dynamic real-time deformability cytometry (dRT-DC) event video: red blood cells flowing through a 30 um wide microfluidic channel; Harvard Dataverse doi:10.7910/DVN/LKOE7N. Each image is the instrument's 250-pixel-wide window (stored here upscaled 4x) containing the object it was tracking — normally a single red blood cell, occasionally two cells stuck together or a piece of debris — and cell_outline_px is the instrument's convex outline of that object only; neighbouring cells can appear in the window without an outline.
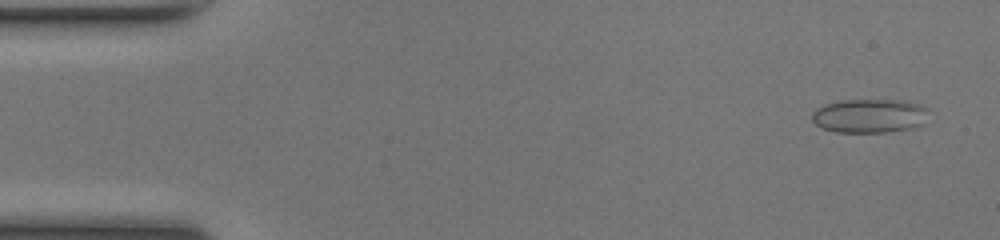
{"species": "common noctule bat (a hibernating species)", "species_latin": "Nyctalus noctula", "temperature_condition": "room temperature", "stored_images_in_passage": 50, "camera_frame_rate_fps": 3000, "um_per_image_px": 0.085, "animal": {"sex": "female", "body_mass_g": 17.0, "forearm_length_mm": 48.0}, "frame": {"image": 1, "passage_image": 3, "time_ms": 0.667, "image_size_px": [1000, 240], "cell_outline_px": [[928, 108], [920, 124], [908, 128], [888, 132], [836, 132], [824, 128], [816, 124], [812, 120], [812, 112], [816, 108], [824, 104], [840, 100], [908, 100], [920, 104]], "centroid_in_image_um": [73.85, 9.82], "position_along_channel_um": 11.1, "area_um2": 22.89}}
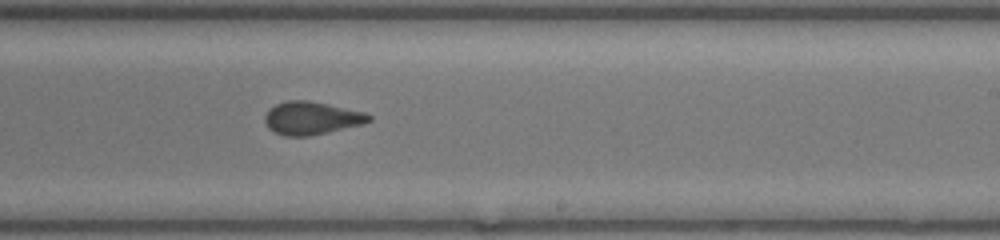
{"frame": {"image": 2, "passage_image": 30, "time_ms": 9.667, "image_size_px": [1000, 240], "cell_outline_px": [[372, 120], [364, 124], [308, 136], [284, 136], [272, 132], [268, 128], [264, 120], [264, 116], [276, 104], [288, 100], [308, 100], [328, 104], [364, 112], [372, 116]], "centroid_in_image_um": [26.48, 10.04], "position_along_channel_um": 262.5, "area_um2": 19.94}}
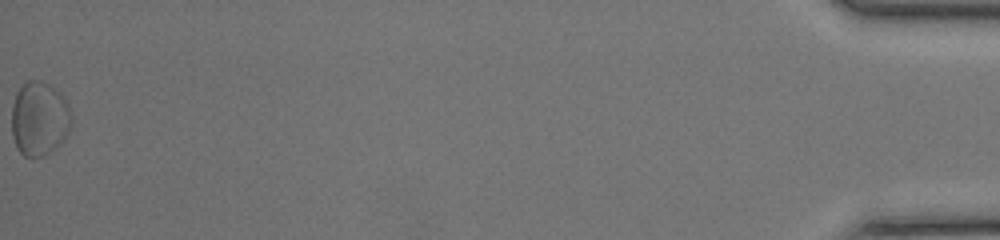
{"frame": {"image": 3, "passage_image": 50, "time_ms": 16.333, "image_size_px": [1000, 240], "cell_outline_px": [[72, 124], [64, 140], [60, 144], [48, 152], [32, 160], [24, 156], [16, 148], [12, 136], [12, 108], [16, 92], [28, 80], [40, 80], [56, 88], [64, 96], [68, 104], [72, 116]], "centroid_in_image_um": [3.35, 10.1], "position_along_channel_um": 431.8, "area_um2": 26.24}, "authors_computed_cell_mechanics": {"area_um2": 20.0566, "velocity_mm_per_s": 4.1898, "shape_relaxation_time_tau1_ms": 8.1923, "shape_relaxation_time_tau2_ms": 0.8534, "deformation_change_tau1": 0.1524, "deformation_change_tau2": 0.0534}}